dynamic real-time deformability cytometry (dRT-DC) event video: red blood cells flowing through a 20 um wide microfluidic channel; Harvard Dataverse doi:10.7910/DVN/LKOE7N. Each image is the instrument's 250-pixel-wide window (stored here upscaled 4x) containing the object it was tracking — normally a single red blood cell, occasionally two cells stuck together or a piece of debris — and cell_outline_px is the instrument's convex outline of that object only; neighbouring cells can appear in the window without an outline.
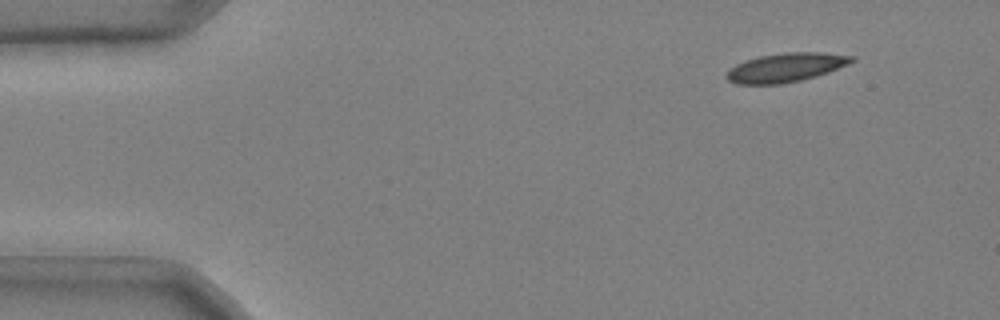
{"species": "common noctule bat (a hibernating species)", "species_latin": "Nyctalus noctula", "temperature_condition": "cold", "stored_images_in_passage": 43, "camera_frame_rate_fps": 3000, "um_per_image_px": 0.085, "animal": {"sex": "male", "body_mass_g": 20.4}, "frame": {"image": 1, "passage_image": 1, "time_ms": 0.0, "image_size_px": [1000, 320], "cell_outline_px": [[856, 60], [848, 64], [828, 72], [816, 76], [800, 80], [780, 84], [736, 84], [728, 80], [724, 76], [736, 64], [744, 60], [760, 56], [788, 52], [820, 52], [856, 56]], "centroid_in_image_um": [66.81, 5.73], "position_along_channel_um": 18.2, "area_um2": 21.04}}
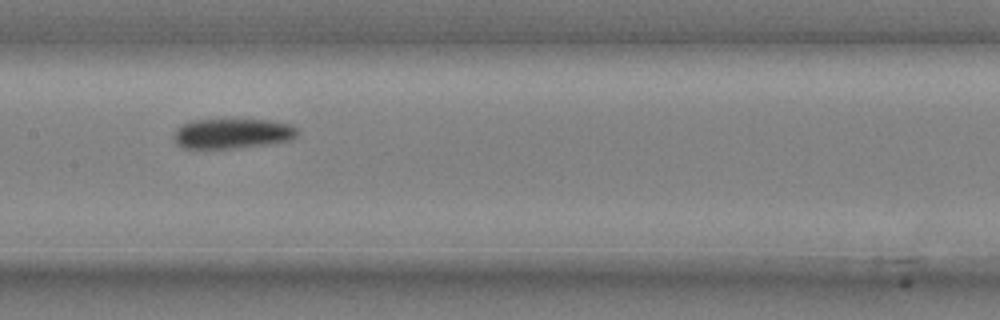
{"frame": {"image": 2, "passage_image": 22, "time_ms": 7.0, "image_size_px": [1000, 320], "cell_outline_px": [[300, 132], [292, 140], [268, 144], [236, 148], [184, 148], [176, 144], [176, 132], [184, 124], [192, 120], [268, 120], [292, 124]], "centroid_in_image_um": [19.84, 11.35], "position_along_channel_um": 187.6, "area_um2": 21.39}}
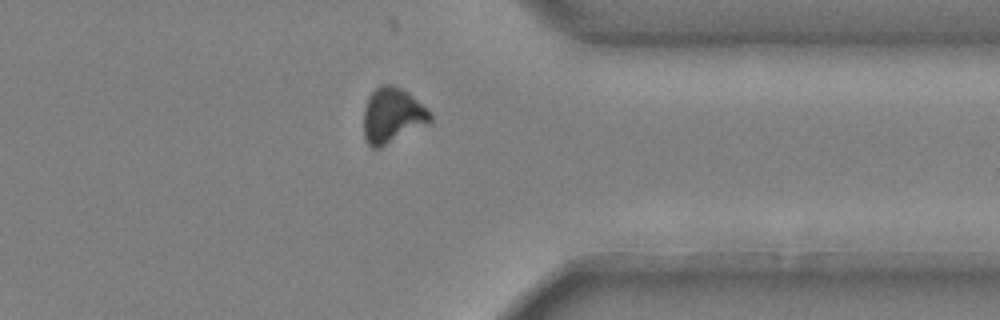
{"frame": {"image": 3, "passage_image": 38, "time_ms": 12.333, "image_size_px": [1000, 320], "cell_outline_px": [[432, 120], [428, 124], [380, 148], [372, 148], [368, 144], [364, 136], [364, 108], [368, 96], [380, 84], [392, 84], [408, 92], [432, 116]], "centroid_in_image_um": [33.31, 9.82], "position_along_channel_um": 378.1, "area_um2": 21.27}}